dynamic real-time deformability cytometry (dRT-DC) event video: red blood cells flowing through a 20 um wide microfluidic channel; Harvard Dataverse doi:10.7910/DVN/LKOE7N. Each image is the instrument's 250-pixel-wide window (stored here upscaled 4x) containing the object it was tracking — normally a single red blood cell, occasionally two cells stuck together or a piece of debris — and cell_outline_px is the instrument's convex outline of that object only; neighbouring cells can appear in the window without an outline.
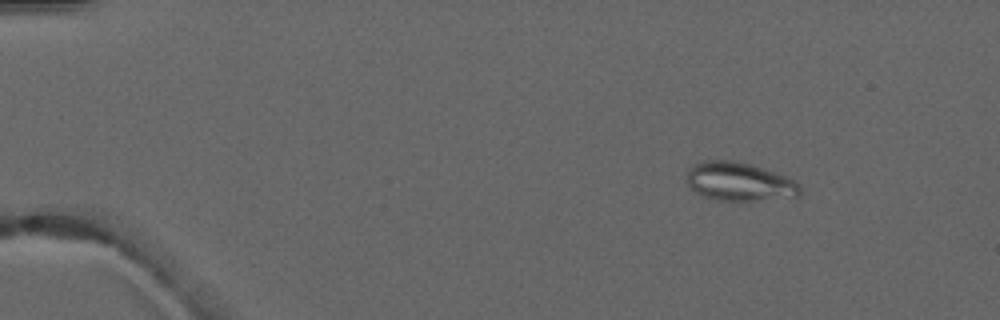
{"species": "common noctule bat (a hibernating species)", "species_latin": "Nyctalus noctula", "temperature_condition": "warm", "stored_images_in_passage": 4, "camera_frame_rate_fps": 3000, "um_per_image_px": 0.085, "animal": {"sex": "male", "forearm_length_mm": 52.5}, "frame": {"image": 1, "passage_image": 4, "time_ms": 6.333, "image_size_px": [1000, 320], "cell_outline_px": [[800, 196], [748, 204], [716, 200], [704, 196], [696, 192], [688, 184], [688, 168], [692, 164], [704, 160], [736, 160], [752, 164], [784, 176], [800, 184]], "centroid_in_image_um": [62.87, 15.49], "position_along_channel_um": 22.1, "area_um2": 26.41}}